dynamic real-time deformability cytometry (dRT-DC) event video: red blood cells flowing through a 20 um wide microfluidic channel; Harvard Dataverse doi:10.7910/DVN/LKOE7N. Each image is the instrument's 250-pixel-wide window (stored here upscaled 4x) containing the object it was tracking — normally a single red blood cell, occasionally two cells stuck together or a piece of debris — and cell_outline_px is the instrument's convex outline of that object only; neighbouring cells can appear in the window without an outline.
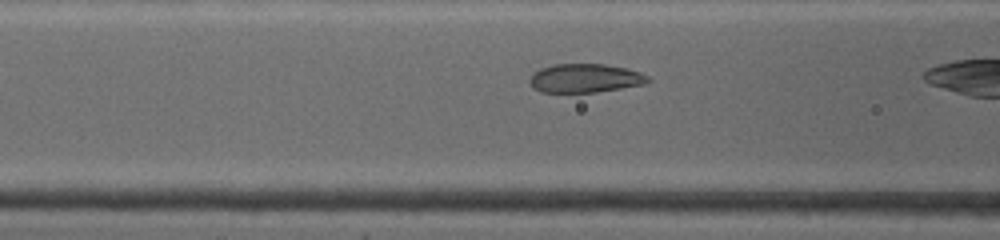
{"species": "common noctule bat (a hibernating species)", "species_latin": "Nyctalus noctula", "temperature_condition": "warm", "stored_images_in_passage": 50, "camera_frame_rate_fps": 4500, "um_per_image_px": 0.085, "animal": {"sex": "female", "body_mass_g": 19.0, "forearm_length_mm": 53.3}, "frame": {"image": 1, "passage_image": 14, "time_ms": 2.222, "image_size_px": [1000, 240], "cell_outline_px": [[652, 80], [644, 84], [596, 92], [540, 92], [532, 88], [528, 80], [532, 72], [540, 68], [552, 64], [604, 64], [624, 68], [640, 72], [648, 76]], "centroid_in_image_um": [49.67, 6.64], "position_along_channel_um": 116.9, "area_um2": 19.94}}
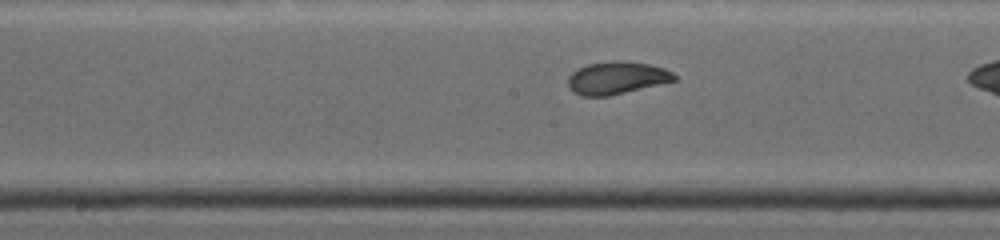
{"frame": {"image": 2, "passage_image": 25, "time_ms": 4.222, "image_size_px": [1000, 240], "cell_outline_px": [[676, 80], [608, 96], [580, 96], [572, 92], [568, 88], [568, 76], [576, 68], [588, 64], [612, 60], [620, 60], [648, 64], [664, 68], [672, 72], [676, 76]], "centroid_in_image_um": [52.36, 6.61], "position_along_channel_um": 195.8, "area_um2": 20.23}}
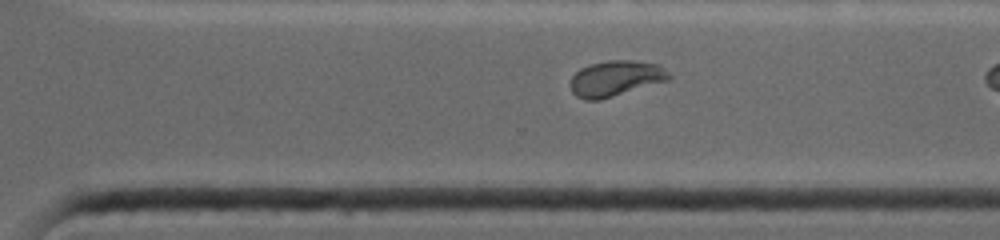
{"frame": {"image": 3, "passage_image": 42, "time_ms": 7.333, "image_size_px": [1000, 240], "cell_outline_px": [[672, 76], [668, 80], [600, 100], [584, 100], [576, 96], [572, 92], [568, 84], [568, 80], [580, 68], [592, 64], [608, 60], [632, 60], [660, 64]], "centroid_in_image_um": [52.29, 6.67], "position_along_channel_um": 318.3, "area_um2": 20.63}}